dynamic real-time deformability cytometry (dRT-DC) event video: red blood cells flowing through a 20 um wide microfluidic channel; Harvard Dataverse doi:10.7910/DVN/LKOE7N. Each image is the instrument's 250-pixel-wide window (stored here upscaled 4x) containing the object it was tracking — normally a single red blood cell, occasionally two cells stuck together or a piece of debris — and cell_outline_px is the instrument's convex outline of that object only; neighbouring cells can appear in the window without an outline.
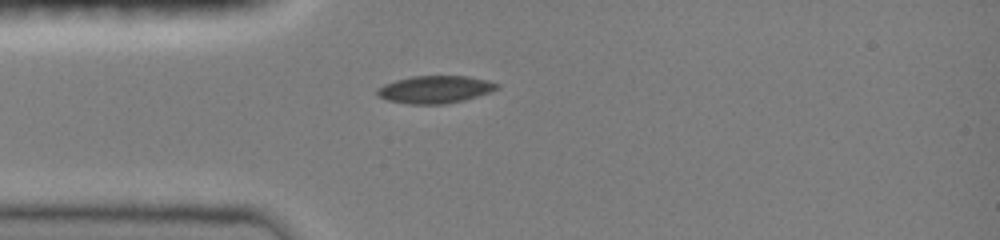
{"species": "common noctule bat (a hibernating species)", "species_latin": "Nyctalus noctula", "temperature_condition": "room temperature", "stored_images_in_passage": 8, "camera_frame_rate_fps": 3000, "um_per_image_px": 0.085, "animal": {"sex": "female", "body_mass_g": 19.0, "forearm_length_mm": 51.5}, "frame": {"image": 1, "passage_image": 1, "time_ms": 0.0, "image_size_px": [1000, 240], "cell_outline_px": [[500, 88], [492, 92], [464, 100], [444, 104], [412, 104], [388, 100], [376, 96], [376, 88], [384, 84], [396, 80], [412, 76], [468, 76], [488, 80], [500, 84]], "centroid_in_image_um": [37.0, 7.6], "position_along_channel_um": 48.0, "area_um2": 19.36}}
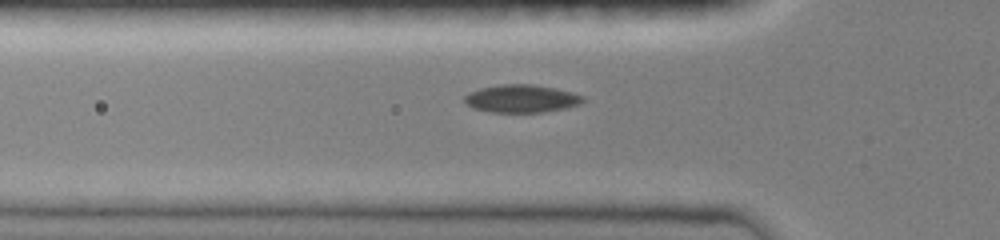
{"frame": {"image": 2, "passage_image": 4, "time_ms": 1.0, "image_size_px": [1000, 240], "cell_outline_px": [[584, 100], [580, 104], [564, 108], [544, 112], [488, 112], [472, 108], [464, 100], [464, 96], [480, 88], [500, 84], [532, 84], [556, 88], [572, 92], [584, 96]], "centroid_in_image_um": [44.33, 8.38], "position_along_channel_um": 81.5, "area_um2": 19.19}}